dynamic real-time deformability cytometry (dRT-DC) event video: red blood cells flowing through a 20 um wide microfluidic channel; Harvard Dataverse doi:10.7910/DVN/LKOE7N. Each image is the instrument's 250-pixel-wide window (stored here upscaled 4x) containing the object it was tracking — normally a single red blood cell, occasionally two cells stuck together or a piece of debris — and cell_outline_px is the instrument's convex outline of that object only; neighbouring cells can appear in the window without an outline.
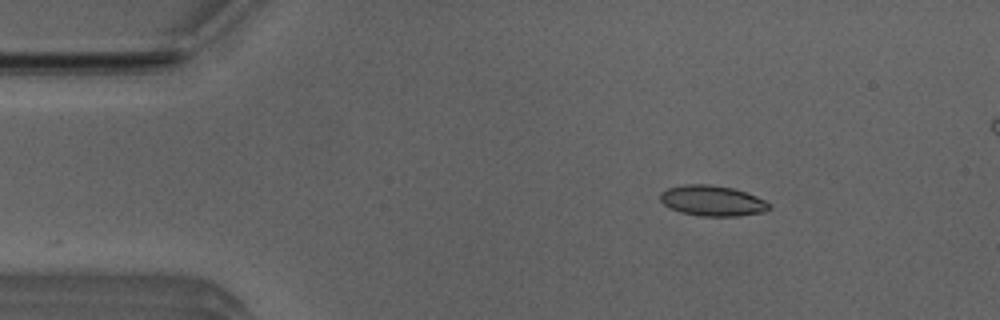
{"species": "Egyptian fruit bat (a non-hibernating species)", "species_latin": "Rousettus aegyptiacus", "temperature_condition": "room temperature", "stored_images_in_passage": 32, "camera_frame_rate_fps": 3000, "um_per_image_px": 0.085, "animal": {"sex": "male"}, "frame": {"image": 1, "passage_image": 2, "time_ms": 0.333, "image_size_px": [1000, 320], "cell_outline_px": [[772, 208], [764, 212], [736, 216], [700, 216], [680, 212], [664, 204], [660, 200], [660, 192], [668, 188], [684, 184], [708, 184], [732, 188], [756, 196], [772, 204]], "centroid_in_image_um": [60.56, 17.06], "position_along_channel_um": 24.4, "area_um2": 19.36}}
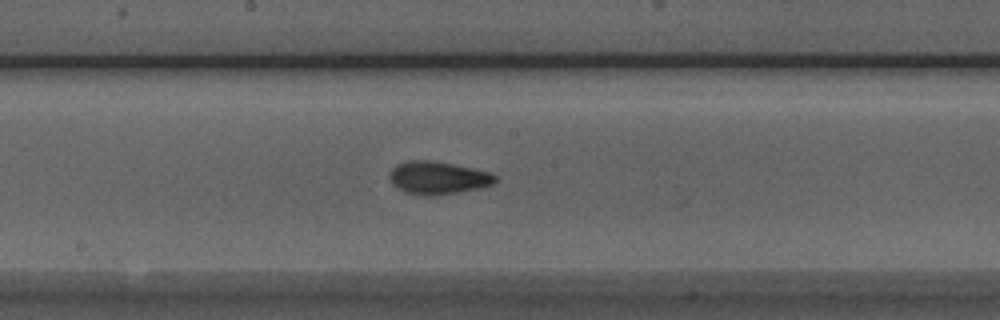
{"frame": {"image": 2, "passage_image": 21, "time_ms": 6.667, "image_size_px": [1000, 320], "cell_outline_px": [[500, 176], [492, 184], [480, 188], [436, 196], [424, 196], [404, 192], [396, 188], [392, 184], [388, 176], [392, 168], [396, 164], [408, 160], [432, 160], [492, 172]], "centroid_in_image_um": [37.21, 15.12], "position_along_channel_um": 211.0, "area_um2": 20.58}}
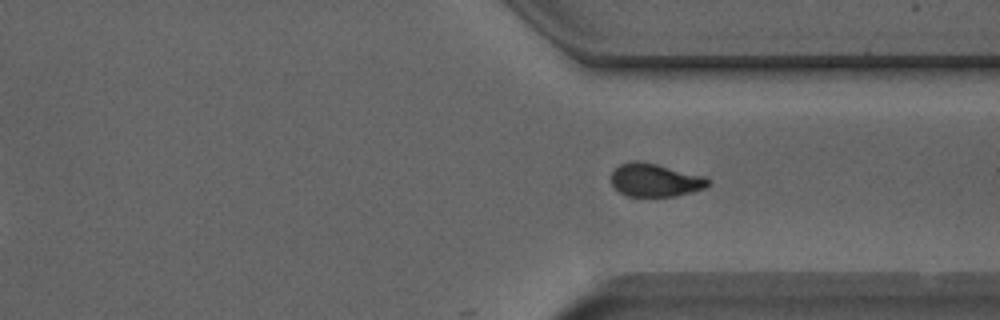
{"frame": {"image": 3, "passage_image": 32, "time_ms": 10.333, "image_size_px": [1000, 320], "cell_outline_px": [[712, 180], [704, 188], [676, 196], [628, 196], [620, 192], [612, 184], [612, 172], [620, 164], [628, 160], [640, 160], [704, 176]], "centroid_in_image_um": [55.67, 15.29], "position_along_channel_um": 355.7, "area_um2": 18.61}}